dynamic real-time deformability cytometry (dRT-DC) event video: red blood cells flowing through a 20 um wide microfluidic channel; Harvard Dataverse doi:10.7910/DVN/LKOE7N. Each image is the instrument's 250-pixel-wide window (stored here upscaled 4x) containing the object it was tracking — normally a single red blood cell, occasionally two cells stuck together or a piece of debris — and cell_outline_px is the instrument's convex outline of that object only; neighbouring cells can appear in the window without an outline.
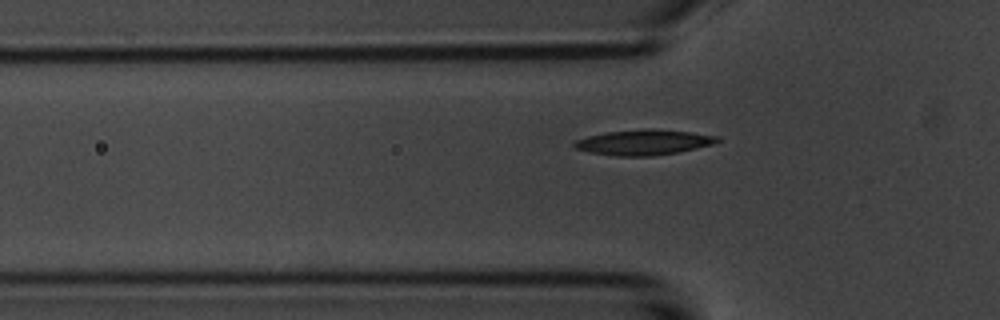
{"species": "common noctule bat (a hibernating species)", "species_latin": "Nyctalus noctula", "temperature_condition": "room temperature", "stored_images_in_passage": 5, "camera_frame_rate_fps": 3000, "um_per_image_px": 0.085, "animal": {"sex": "male", "body_mass_g": 20.1, "forearm_length_mm": 53.5}, "frame": {"image": 1, "passage_image": 5, "time_ms": 5.667, "image_size_px": [1000, 320], "cell_outline_px": [[720, 140], [712, 144], [696, 148], [676, 152], [652, 156], [616, 156], [588, 152], [576, 148], [572, 144], [576, 140], [588, 136], [608, 132], [644, 128], [652, 128], [688, 132], [720, 136]], "centroid_in_image_um": [54.7, 12.09], "position_along_channel_um": 71.1, "area_um2": 20.98}}